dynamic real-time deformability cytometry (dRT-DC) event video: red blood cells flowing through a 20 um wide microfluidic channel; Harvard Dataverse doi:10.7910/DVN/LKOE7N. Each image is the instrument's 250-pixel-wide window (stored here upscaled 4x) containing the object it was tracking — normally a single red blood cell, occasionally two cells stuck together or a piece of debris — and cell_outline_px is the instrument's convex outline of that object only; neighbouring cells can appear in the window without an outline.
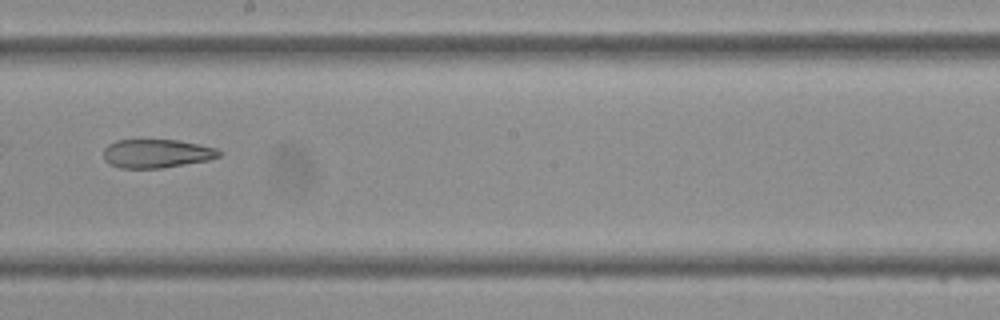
{"species": "Egyptian fruit bat (a non-hibernating species)", "species_latin": "Rousettus aegyptiacus", "temperature_condition": "cold", "stored_images_in_passage": 42, "camera_frame_rate_fps": 3000, "um_per_image_px": 0.085, "frame": {"image": 1, "passage_image": 24, "time_ms": 7.667, "image_size_px": [1000, 320], "cell_outline_px": [[220, 156], [208, 160], [160, 168], [120, 168], [108, 164], [104, 160], [104, 148], [108, 144], [116, 140], [180, 140], [216, 148], [220, 152]], "centroid_in_image_um": [13.27, 13.05], "position_along_channel_um": 234.9, "area_um2": 19.25}}